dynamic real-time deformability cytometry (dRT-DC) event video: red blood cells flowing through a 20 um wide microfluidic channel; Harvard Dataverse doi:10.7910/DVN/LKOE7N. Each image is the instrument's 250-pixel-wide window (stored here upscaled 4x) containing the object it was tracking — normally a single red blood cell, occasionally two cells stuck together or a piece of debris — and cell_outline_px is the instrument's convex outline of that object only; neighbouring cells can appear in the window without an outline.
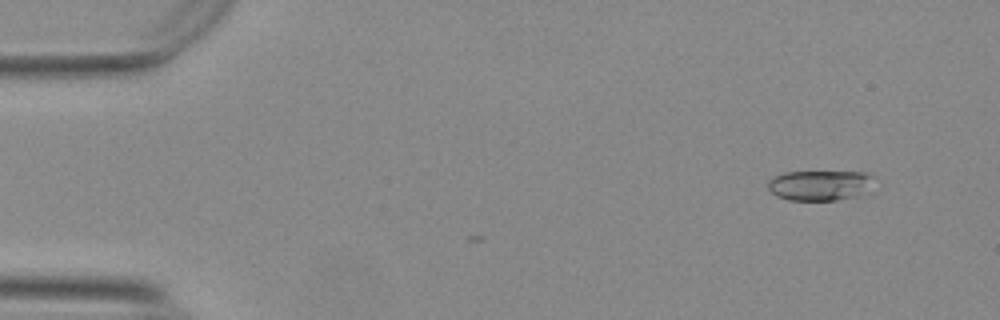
{"species": "Egyptian fruit bat (a non-hibernating species)", "species_latin": "Rousettus aegyptiacus", "temperature_condition": "warm", "stored_images_in_passage": 6, "camera_frame_rate_fps": 3000, "um_per_image_px": 0.085, "animal": {"sex": "female"}, "frame": {"image": 1, "passage_image": 2, "time_ms": 0.333, "image_size_px": [1000, 320], "cell_outline_px": [[872, 176], [868, 192], [860, 196], [836, 200], [788, 200], [776, 196], [768, 188], [768, 180], [784, 172], [868, 172]], "centroid_in_image_um": [69.69, 15.76], "position_along_channel_um": 15.3, "area_um2": 18.73}}